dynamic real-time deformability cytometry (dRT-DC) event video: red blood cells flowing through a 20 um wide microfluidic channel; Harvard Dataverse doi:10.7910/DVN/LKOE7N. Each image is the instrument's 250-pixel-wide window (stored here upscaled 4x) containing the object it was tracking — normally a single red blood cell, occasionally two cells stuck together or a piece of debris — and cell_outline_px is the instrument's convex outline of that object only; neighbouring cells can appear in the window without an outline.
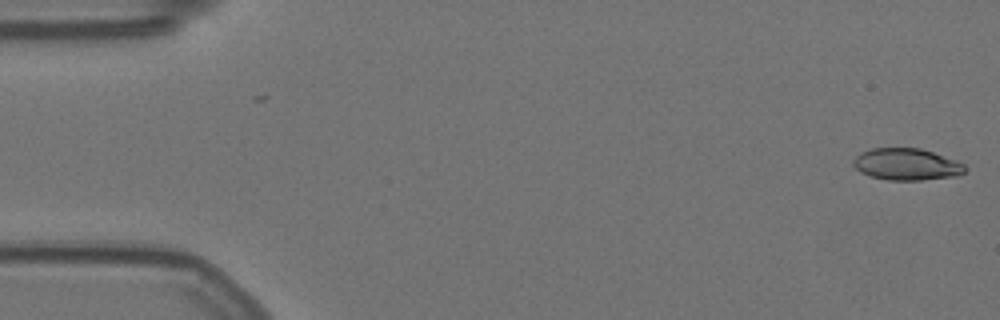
{"species": "Egyptian fruit bat (a non-hibernating species)", "species_latin": "Rousettus aegyptiacus", "temperature_condition": "warm", "stored_images_in_passage": 56, "camera_frame_rate_fps": 3000, "um_per_image_px": 0.085, "animal": {"sex": "female"}, "frame": {"image": 1, "passage_image": 1, "time_ms": 0.0, "image_size_px": [1000, 320], "cell_outline_px": [[968, 168], [964, 172], [956, 176], [920, 180], [888, 180], [872, 176], [860, 172], [852, 164], [852, 160], [860, 152], [872, 148], [920, 148], [956, 160], [964, 164]], "centroid_in_image_um": [77.05, 13.96], "position_along_channel_um": 7.9, "area_um2": 20.69}}
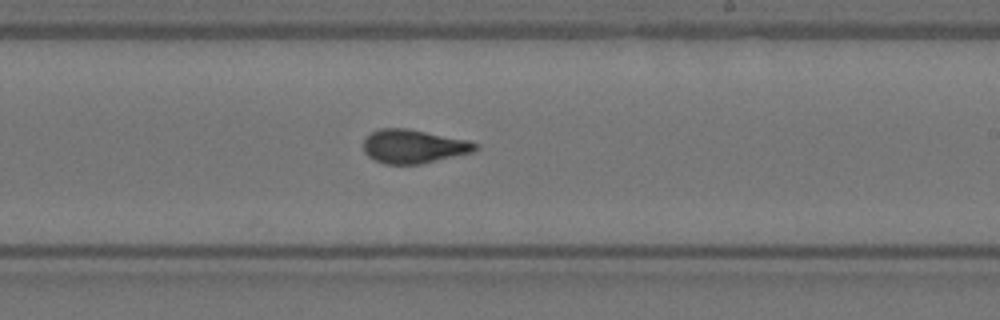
{"frame": {"image": 2, "passage_image": 33, "time_ms": 10.667, "image_size_px": [1000, 320], "cell_outline_px": [[480, 148], [472, 152], [420, 164], [384, 164], [368, 156], [364, 152], [364, 136], [380, 128], [408, 128], [468, 140], [480, 144]], "centroid_in_image_um": [35.16, 12.43], "position_along_channel_um": 253.8, "area_um2": 22.08}}
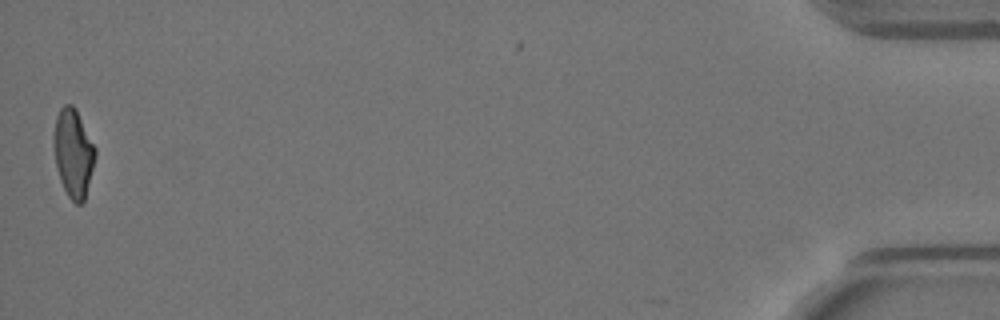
{"frame": {"image": 3, "passage_image": 56, "time_ms": 18.333, "image_size_px": [1000, 320], "cell_outline_px": [[96, 156], [84, 204], [76, 204], [68, 196], [60, 180], [56, 164], [52, 136], [56, 116], [60, 108], [64, 104], [72, 104], [76, 108], [96, 148]], "centroid_in_image_um": [6.23, 13.0], "position_along_channel_um": 429.0, "area_um2": 21.62}, "authors_computed_cell_mechanics": {"area_um2": 21.5883, "velocity_mm_per_s": 3.5575, "shape_relaxation_time_tau1_ms": 9.5222, "shape_relaxation_time_tau2_ms": 1.3915, "deformation_change_tau1": 0.2476, "deformation_change_tau2": 0.0824}}